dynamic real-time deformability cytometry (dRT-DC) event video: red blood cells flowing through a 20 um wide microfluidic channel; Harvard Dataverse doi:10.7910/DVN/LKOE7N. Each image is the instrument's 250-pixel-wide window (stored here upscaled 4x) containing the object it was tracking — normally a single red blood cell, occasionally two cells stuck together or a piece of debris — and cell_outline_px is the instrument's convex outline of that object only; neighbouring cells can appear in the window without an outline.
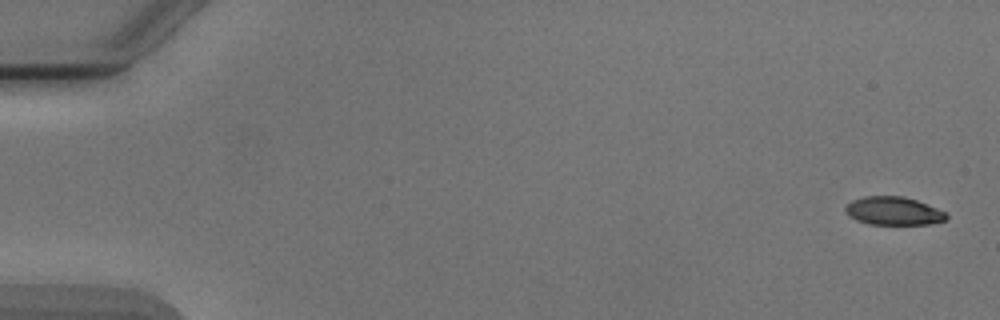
{"species": "Egyptian fruit bat (a non-hibernating species)", "species_latin": "Rousettus aegyptiacus", "temperature_condition": "cold", "stored_images_in_passage": 6, "camera_frame_rate_fps": 3000, "um_per_image_px": 0.085, "animal": {"sex": "male"}, "frame": {"image": 1, "passage_image": 1, "time_ms": 0.0, "image_size_px": [1000, 320], "cell_outline_px": [[948, 216], [944, 220], [928, 224], [868, 224], [856, 220], [848, 216], [844, 212], [844, 208], [852, 200], [864, 196], [904, 196], [916, 200], [936, 208], [944, 212]], "centroid_in_image_um": [75.88, 17.93], "position_along_channel_um": 9.1, "area_um2": 16.53}}